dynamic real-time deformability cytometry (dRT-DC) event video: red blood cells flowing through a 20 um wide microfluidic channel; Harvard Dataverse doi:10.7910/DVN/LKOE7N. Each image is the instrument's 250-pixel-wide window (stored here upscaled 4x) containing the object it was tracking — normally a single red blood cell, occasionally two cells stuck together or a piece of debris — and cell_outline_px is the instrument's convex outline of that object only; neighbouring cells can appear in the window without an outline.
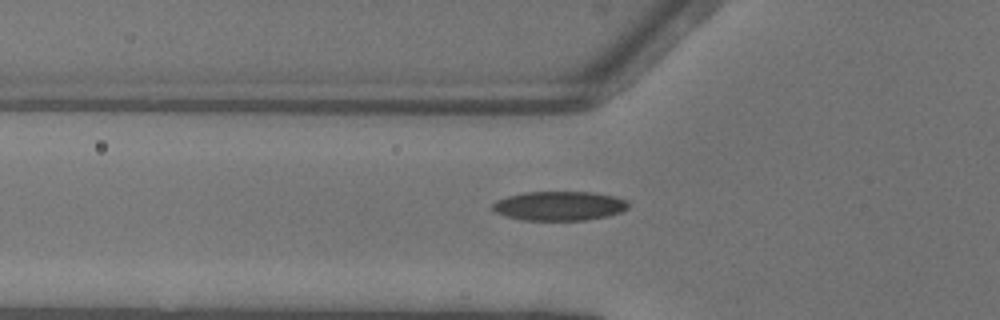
{"species": "common noctule bat (a hibernating species)", "species_latin": "Nyctalus noctula", "temperature_condition": "warm", "stored_images_in_passage": 39, "camera_frame_rate_fps": 3000, "um_per_image_px": 0.085, "animal": {"sex": "female"}, "frame": {"image": 1, "passage_image": 11, "time_ms": 3.333, "image_size_px": [1000, 320], "cell_outline_px": [[628, 208], [620, 212], [608, 216], [584, 220], [520, 220], [504, 216], [496, 212], [492, 208], [492, 204], [496, 200], [508, 196], [528, 192], [592, 192], [616, 196], [628, 200]], "centroid_in_image_um": [47.55, 17.5], "position_along_channel_um": 78.3, "area_um2": 23.24}}
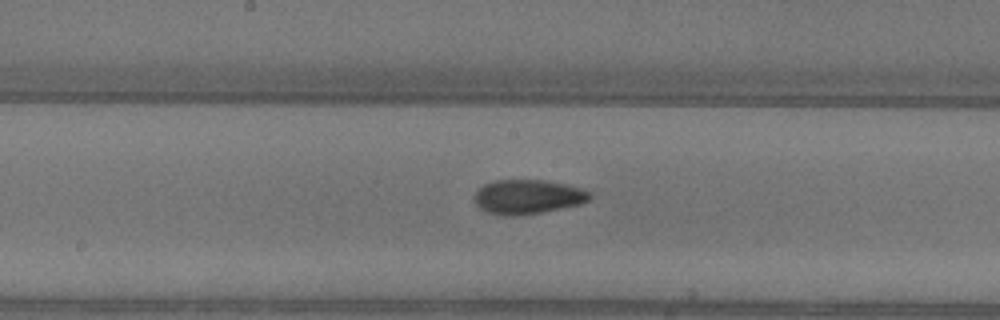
{"frame": {"image": 2, "passage_image": 20, "time_ms": 6.333, "image_size_px": [1000, 320], "cell_outline_px": [[592, 196], [588, 200], [580, 204], [540, 212], [516, 216], [508, 216], [484, 212], [476, 204], [472, 196], [484, 184], [496, 180], [540, 180], [568, 184], [592, 192]], "centroid_in_image_um": [44.84, 16.73], "position_along_channel_um": 203.4, "area_um2": 23.12}}
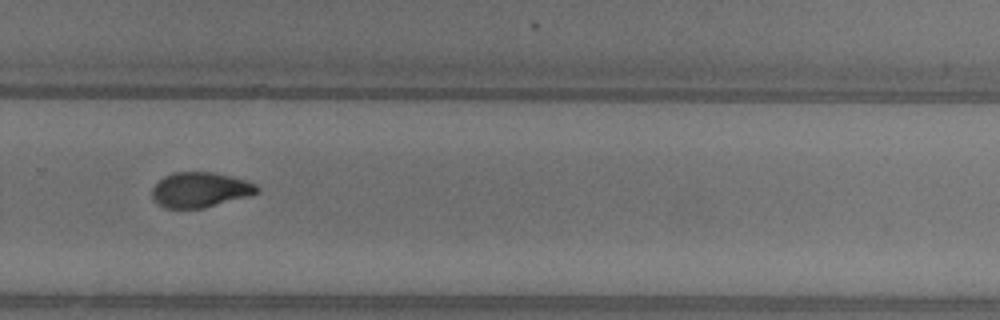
{"frame": {"image": 3, "passage_image": 28, "time_ms": 9.0, "image_size_px": [1000, 320], "cell_outline_px": [[260, 192], [248, 196], [204, 208], [164, 208], [156, 204], [152, 196], [152, 188], [164, 176], [172, 172], [212, 172], [244, 180], [256, 184], [260, 188]], "centroid_in_image_um": [16.99, 16.14], "position_along_channel_um": 312.8, "area_um2": 21.44}}